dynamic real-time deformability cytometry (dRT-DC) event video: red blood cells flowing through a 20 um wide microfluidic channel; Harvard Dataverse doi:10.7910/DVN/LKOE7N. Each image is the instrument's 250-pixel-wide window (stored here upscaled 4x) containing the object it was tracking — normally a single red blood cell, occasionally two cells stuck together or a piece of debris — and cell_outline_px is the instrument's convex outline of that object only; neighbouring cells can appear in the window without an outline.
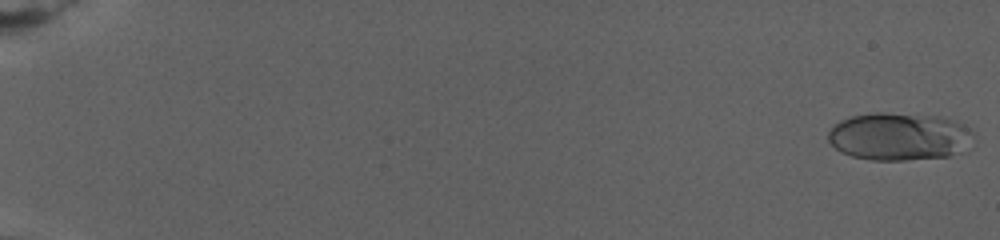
{"species": "human", "species_latin": "Homo sapiens", "temperature_condition": "warm", "stored_images_in_passage": 35, "camera_frame_rate_fps": 3000, "um_per_image_px": 0.085, "donor": {"sex": "female"}, "frame": {"image": 1, "passage_image": 2, "time_ms": 0.333, "image_size_px": [1000, 240], "cell_outline_px": [[972, 132], [960, 148], [948, 156], [904, 160], [872, 160], [852, 156], [840, 152], [828, 140], [828, 132], [840, 120], [852, 116], [872, 112], [884, 112], [948, 120], [960, 124], [968, 128]], "centroid_in_image_um": [76.24, 11.62], "position_along_channel_um": 8.8, "area_um2": 38.78}}
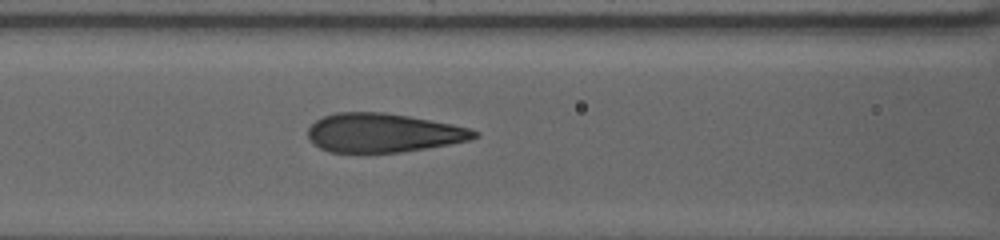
{"frame": {"image": 2, "passage_image": 27, "time_ms": 12.333, "image_size_px": [1000, 240], "cell_outline_px": [[480, 136], [468, 140], [448, 144], [404, 152], [328, 152], [320, 148], [308, 140], [308, 128], [316, 120], [324, 116], [336, 112], [384, 112], [408, 116], [452, 124], [468, 128], [480, 132]], "centroid_in_image_um": [32.55, 11.29], "position_along_channel_um": 134.1, "area_um2": 37.69}}
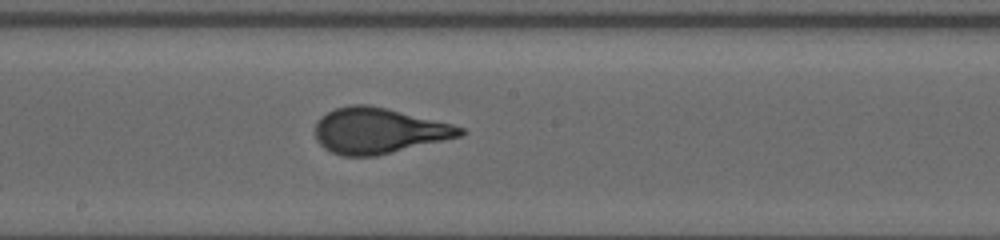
{"frame": {"image": 3, "passage_image": 35, "time_ms": 15.333, "image_size_px": [1000, 240], "cell_outline_px": [[468, 132], [460, 136], [444, 140], [376, 156], [344, 156], [332, 152], [324, 148], [316, 140], [316, 124], [320, 116], [336, 108], [348, 104], [368, 104], [452, 124], [464, 128]], "centroid_in_image_um": [32.16, 11.11], "position_along_channel_um": 216.0, "area_um2": 38.32}}